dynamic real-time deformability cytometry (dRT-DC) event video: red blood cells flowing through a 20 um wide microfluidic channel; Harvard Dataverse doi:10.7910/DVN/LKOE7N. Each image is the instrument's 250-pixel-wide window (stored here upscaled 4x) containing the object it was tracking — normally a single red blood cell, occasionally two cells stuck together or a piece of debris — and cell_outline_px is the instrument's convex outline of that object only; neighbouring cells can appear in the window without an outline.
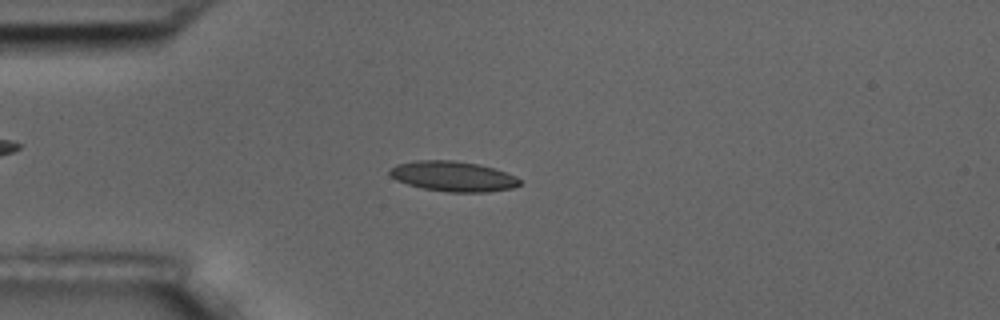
{"species": "common noctule bat (a hibernating species)", "species_latin": "Nyctalus noctula", "temperature_condition": "room temperature", "stored_images_in_passage": 9, "camera_frame_rate_fps": 3000, "um_per_image_px": 0.085, "animal": {"sex": "male", "body_mass_g": 17.5, "forearm_length_mm": 52.3}, "frame": {"image": 1, "passage_image": 3, "time_ms": 2.333, "image_size_px": [1000, 320], "cell_outline_px": [[520, 184], [512, 188], [488, 192], [448, 192], [424, 188], [408, 184], [396, 180], [388, 172], [396, 164], [416, 160], [452, 160], [480, 164], [516, 176], [520, 180]], "centroid_in_image_um": [38.51, 14.98], "position_along_channel_um": 46.5, "area_um2": 22.72}}
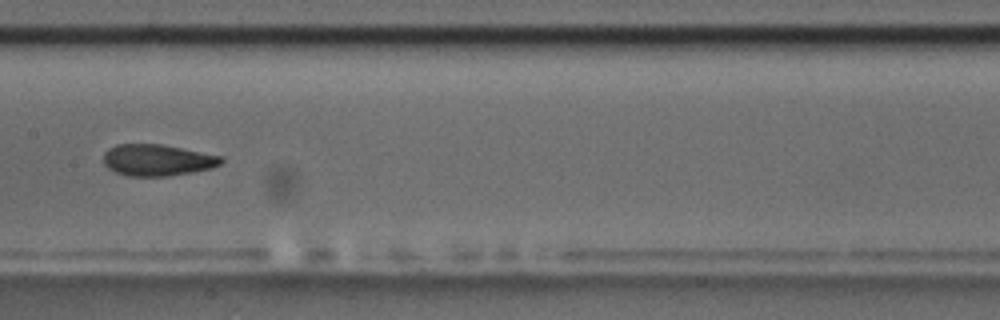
{"frame": {"image": 2, "passage_image": 7, "time_ms": 7.0, "image_size_px": [1000, 320], "cell_outline_px": [[224, 160], [220, 164], [212, 168], [192, 172], [168, 176], [128, 176], [116, 172], [108, 168], [104, 164], [104, 152], [108, 148], [116, 144], [160, 144], [220, 156]], "centroid_in_image_um": [13.33, 13.61], "position_along_channel_um": 194.1, "area_um2": 21.44}}
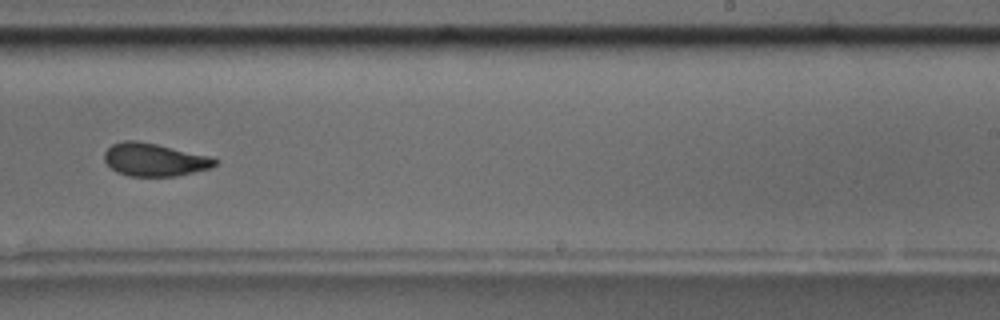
{"frame": {"image": 3, "passage_image": 9, "time_ms": 9.333, "image_size_px": [1000, 320], "cell_outline_px": [[220, 164], [212, 168], [176, 176], [128, 176], [116, 172], [104, 160], [104, 152], [112, 144], [124, 140], [136, 140], [156, 144], [212, 156], [220, 160]], "centroid_in_image_um": [13.18, 13.57], "position_along_channel_um": 275.8, "area_um2": 21.5}}